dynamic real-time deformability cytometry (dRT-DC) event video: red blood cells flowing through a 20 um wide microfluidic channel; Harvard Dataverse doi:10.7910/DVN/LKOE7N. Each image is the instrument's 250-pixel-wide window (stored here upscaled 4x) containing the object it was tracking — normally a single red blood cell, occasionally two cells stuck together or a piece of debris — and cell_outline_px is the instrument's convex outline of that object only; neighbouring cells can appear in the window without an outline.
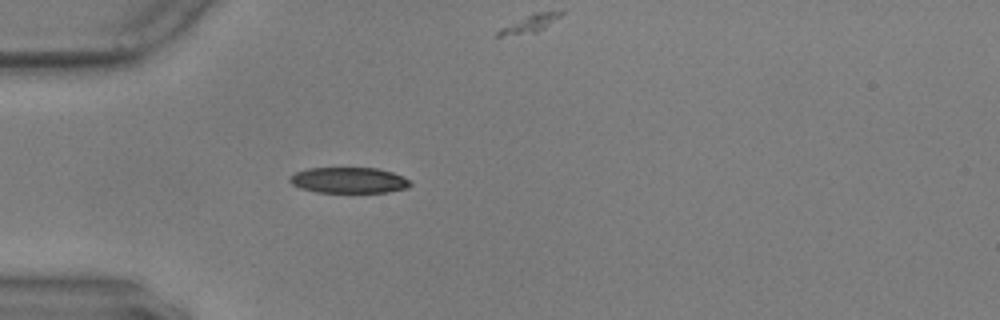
{"species": "common noctule bat (a hibernating species)", "species_latin": "Nyctalus noctula", "temperature_condition": "warm", "stored_images_in_passage": 42, "camera_frame_rate_fps": 3000, "um_per_image_px": 0.085, "animal": {"sex": "male", "body_mass_g": 17.9, "forearm_length_mm": 54.2}, "frame": {"image": 1, "passage_image": 1, "time_ms": 0.0, "image_size_px": [1000, 320], "cell_outline_px": [[412, 184], [408, 188], [388, 192], [316, 192], [300, 188], [292, 184], [288, 180], [288, 176], [296, 172], [308, 168], [376, 168], [392, 172], [404, 176], [412, 180]], "centroid_in_image_um": [29.67, 15.32], "position_along_channel_um": 55.3, "area_um2": 18.32}}
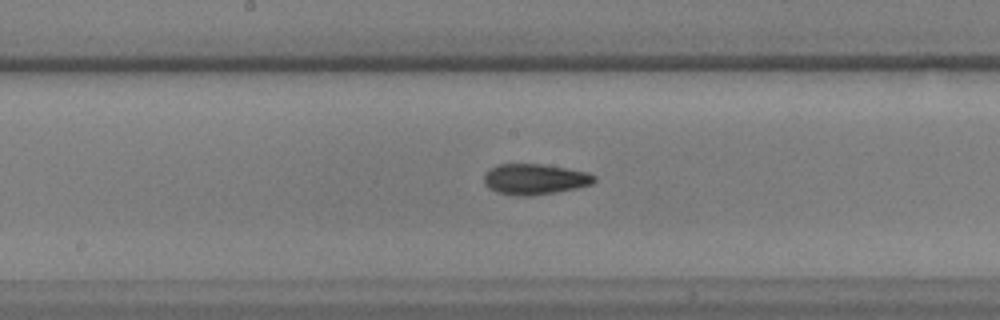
{"frame": {"image": 2, "passage_image": 14, "time_ms": 4.333, "image_size_px": [1000, 320], "cell_outline_px": [[596, 180], [592, 184], [576, 188], [556, 192], [532, 196], [516, 196], [496, 192], [488, 188], [484, 184], [484, 176], [492, 168], [500, 164], [544, 164], [568, 168], [588, 172], [596, 176]], "centroid_in_image_um": [45.48, 15.24], "position_along_channel_um": 202.7, "area_um2": 19.83}}
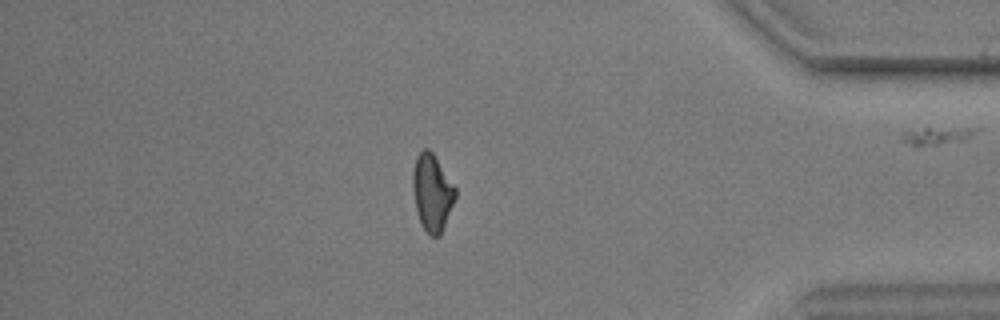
{"frame": {"image": 3, "passage_image": 33, "time_ms": 10.667, "image_size_px": [1000, 320], "cell_outline_px": [[456, 196], [440, 236], [432, 236], [420, 224], [416, 212], [412, 192], [412, 172], [416, 156], [424, 148], [428, 148], [432, 152], [456, 188]], "centroid_in_image_um": [36.7, 16.36], "position_along_channel_um": 398.5, "area_um2": 19.07}, "authors_computed_cell_mechanics": {"area_um2": 19.074, "velocity_mm_per_s": 3.5698, "shape_relaxation_time_tau1_ms": 8.289, "shape_relaxation_time_tau2_ms": 2.6373, "deformation_change_tau1": 0.2273, "deformation_change_tau2": 0.0915}}